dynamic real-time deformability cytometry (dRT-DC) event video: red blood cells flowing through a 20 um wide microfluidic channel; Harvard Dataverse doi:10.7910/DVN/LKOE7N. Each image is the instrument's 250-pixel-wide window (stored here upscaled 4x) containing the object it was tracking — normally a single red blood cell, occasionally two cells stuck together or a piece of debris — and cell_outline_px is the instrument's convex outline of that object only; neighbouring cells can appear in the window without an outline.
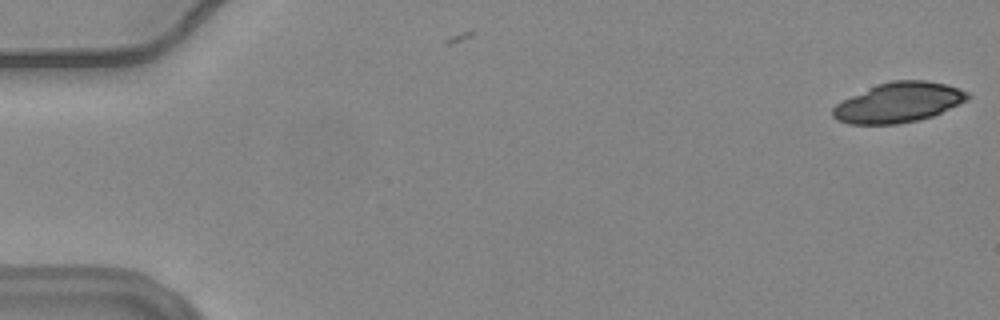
{"species": "common noctule bat (a hibernating species)", "species_latin": "Nyctalus noctula", "temperature_condition": "warm", "stored_images_in_passage": 2, "camera_frame_rate_fps": 3000, "um_per_image_px": 0.085, "animal": {"sex": "female", "body_mass_g": 24.6, "forearm_length_mm": 56.2}, "frame": {"image": 1, "passage_image": 2, "time_ms": 0.333, "image_size_px": [1000, 320], "cell_outline_px": [[972, 96], [968, 100], [960, 104], [932, 116], [920, 120], [896, 124], [848, 124], [836, 120], [832, 116], [832, 108], [836, 104], [876, 84], [892, 80], [928, 80], [948, 84], [968, 92]], "centroid_in_image_um": [76.4, 8.71], "position_along_channel_um": 8.6, "area_um2": 31.56}}